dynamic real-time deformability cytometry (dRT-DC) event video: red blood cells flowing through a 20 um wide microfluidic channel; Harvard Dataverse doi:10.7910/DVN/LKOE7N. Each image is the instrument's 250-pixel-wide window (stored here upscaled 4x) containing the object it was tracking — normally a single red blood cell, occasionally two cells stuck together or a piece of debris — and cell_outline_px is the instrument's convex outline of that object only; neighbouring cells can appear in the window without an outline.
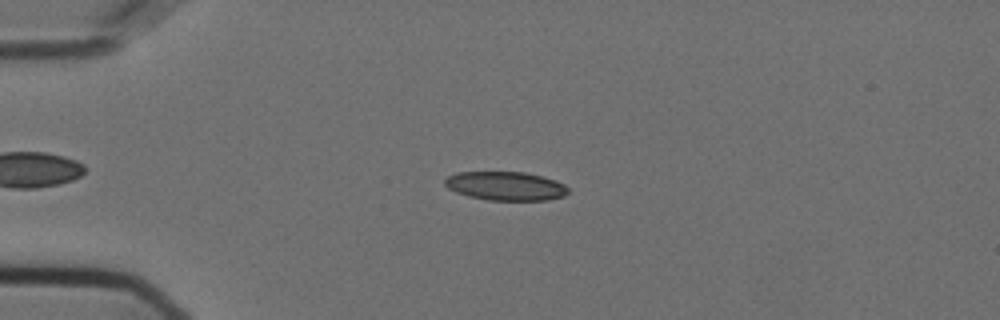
{"species": "Egyptian fruit bat (a non-hibernating species)", "species_latin": "Rousettus aegyptiacus", "temperature_condition": "cold", "stored_images_in_passage": 56, "camera_frame_rate_fps": 3000, "um_per_image_px": 0.085, "animal": {"sex": "female"}, "frame": {"image": 1, "passage_image": 14, "time_ms": 4.333, "image_size_px": [1000, 320], "cell_outline_px": [[568, 192], [564, 196], [548, 200], [488, 200], [468, 196], [456, 192], [448, 188], [444, 184], [444, 180], [448, 176], [456, 172], [524, 172], [556, 180], [564, 184], [568, 188]], "centroid_in_image_um": [42.97, 15.81], "position_along_channel_um": 42.0, "area_um2": 20.69}}
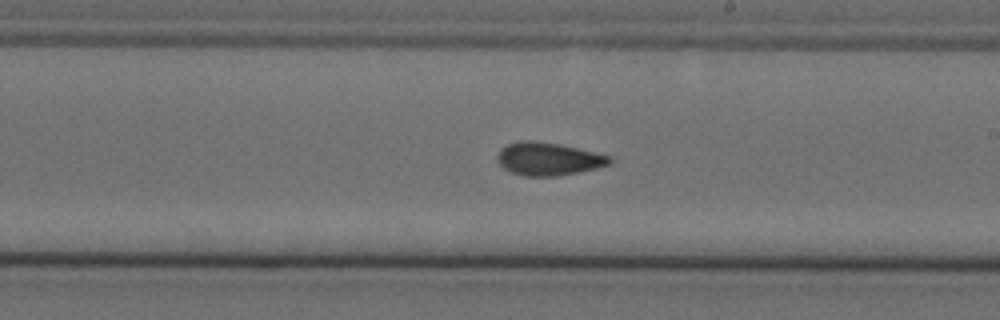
{"frame": {"image": 2, "passage_image": 33, "time_ms": 10.667, "image_size_px": [1000, 320], "cell_outline_px": [[612, 164], [596, 168], [556, 176], [524, 176], [512, 172], [504, 168], [496, 160], [496, 156], [500, 148], [508, 144], [528, 140], [560, 144], [612, 156]], "centroid_in_image_um": [46.61, 13.51], "position_along_channel_um": 242.4, "area_um2": 21.44}}
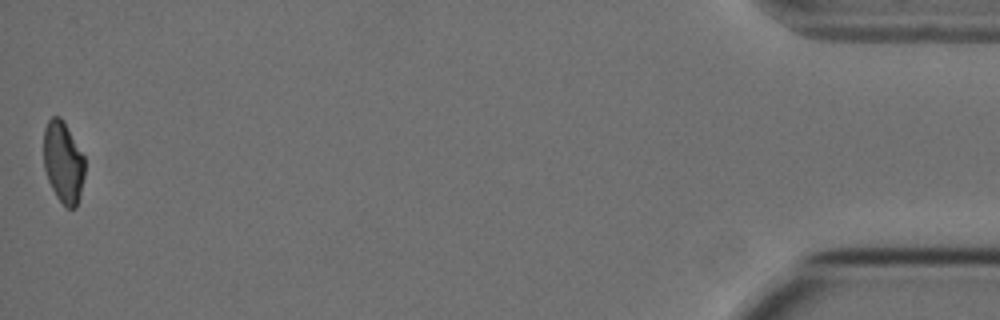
{"frame": {"image": 3, "passage_image": 56, "time_ms": 18.333, "image_size_px": [1000, 320], "cell_outline_px": [[84, 176], [80, 196], [76, 208], [64, 208], [56, 196], [48, 180], [44, 168], [44, 128], [48, 120], [52, 116], [60, 116], [64, 120], [84, 156]], "centroid_in_image_um": [5.37, 13.79], "position_along_channel_um": 429.8, "area_um2": 19.77}, "authors_computed_cell_mechanics": {"area_um2": 20.9525, "velocity_mm_per_s": 3.6124, "shape_relaxation_time_tau1_ms": null, "shape_relaxation_time_tau2_ms": 3.229, "deformation_change_tau1": null, "deformation_change_tau2": 0.0844}}